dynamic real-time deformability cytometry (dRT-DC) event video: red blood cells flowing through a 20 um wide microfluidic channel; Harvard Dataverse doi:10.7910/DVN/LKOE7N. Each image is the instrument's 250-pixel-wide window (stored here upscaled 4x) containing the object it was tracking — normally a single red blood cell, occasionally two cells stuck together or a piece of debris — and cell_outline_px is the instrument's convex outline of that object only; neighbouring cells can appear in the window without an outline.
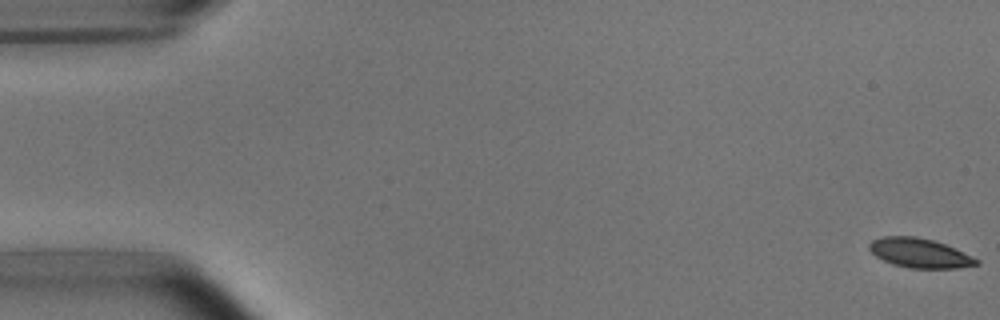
{"species": "common noctule bat (a hibernating species)", "species_latin": "Nyctalus noctula", "temperature_condition": "room temperature", "stored_images_in_passage": 13, "camera_frame_rate_fps": 3000, "um_per_image_px": 0.085, "animal": {"sex": "male", "body_mass_g": 15.6}, "frame": {"image": 1, "passage_image": 1, "time_ms": 0.0, "image_size_px": [1000, 320], "cell_outline_px": [[980, 264], [960, 268], [908, 268], [892, 264], [876, 256], [868, 248], [868, 244], [872, 240], [880, 236], [916, 236], [932, 240], [944, 244], [972, 256], [980, 260]], "centroid_in_image_um": [78.16, 21.51], "position_along_channel_um": 6.8, "area_um2": 18.38}}